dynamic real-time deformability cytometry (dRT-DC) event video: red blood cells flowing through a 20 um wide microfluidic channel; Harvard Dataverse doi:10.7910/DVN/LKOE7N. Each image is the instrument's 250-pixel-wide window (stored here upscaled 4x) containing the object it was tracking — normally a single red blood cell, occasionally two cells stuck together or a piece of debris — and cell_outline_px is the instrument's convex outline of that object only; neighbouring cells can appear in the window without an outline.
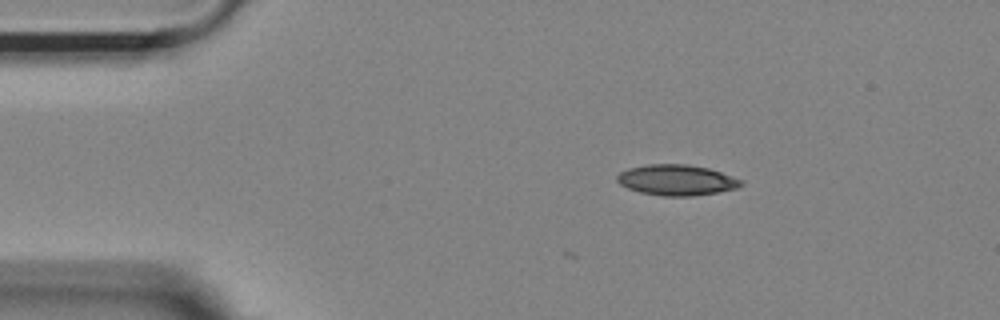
{"species": "Egyptian fruit bat (a non-hibernating species)", "species_latin": "Rousettus aegyptiacus", "temperature_condition": "room temperature", "stored_images_in_passage": 4, "camera_frame_rate_fps": 3000, "um_per_image_px": 0.085, "animal": {"sex": "female"}, "frame": {"image": 1, "passage_image": 4, "time_ms": 1.0, "image_size_px": [1000, 320], "cell_outline_px": [[744, 184], [736, 188], [716, 192], [692, 196], [660, 196], [640, 192], [628, 188], [620, 184], [616, 180], [616, 176], [620, 172], [628, 168], [648, 164], [688, 164], [708, 168], [744, 180]], "centroid_in_image_um": [57.5, 15.3], "position_along_channel_um": 27.5, "area_um2": 22.2}}